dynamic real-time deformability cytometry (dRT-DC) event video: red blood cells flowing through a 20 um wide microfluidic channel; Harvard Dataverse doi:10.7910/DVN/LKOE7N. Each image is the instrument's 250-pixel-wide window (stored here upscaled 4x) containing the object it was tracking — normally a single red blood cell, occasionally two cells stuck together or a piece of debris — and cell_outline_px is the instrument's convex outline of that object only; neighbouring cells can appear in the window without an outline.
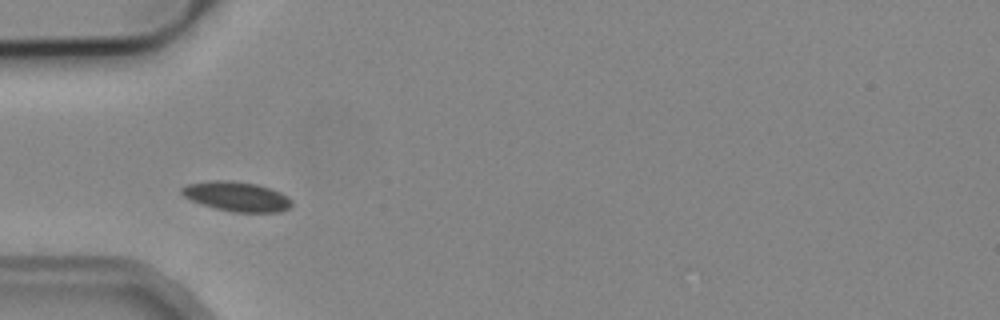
{"species": "common noctule bat (a hibernating species)", "species_latin": "Nyctalus noctula", "temperature_condition": "cold", "stored_images_in_passage": 35, "camera_frame_rate_fps": 3000, "um_per_image_px": 0.085, "animal": {"sex": "male", "body_mass_g": 19.2, "forearm_length_mm": 51.8}, "frame": {"image": 1, "passage_image": 1, "time_ms": 0.0, "image_size_px": [1000, 320], "cell_outline_px": [[292, 204], [288, 208], [280, 212], [232, 212], [216, 208], [192, 200], [184, 196], [180, 192], [180, 188], [188, 184], [212, 180], [232, 180], [256, 184], [280, 192], [292, 200]], "centroid_in_image_um": [20.12, 16.69], "position_along_channel_um": 64.9, "area_um2": 18.84}}
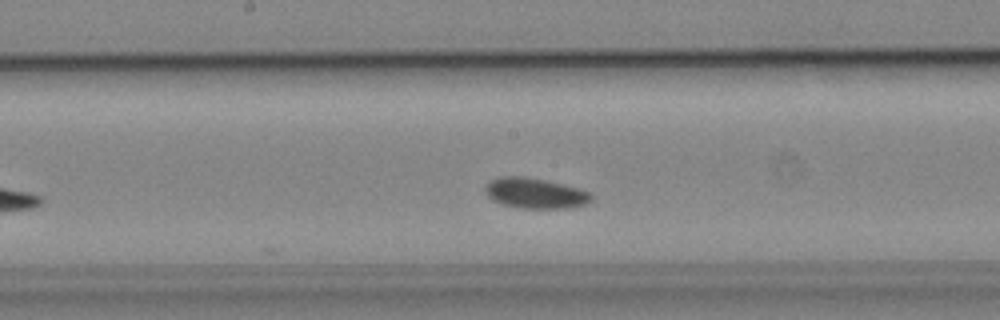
{"frame": {"image": 2, "passage_image": 12, "time_ms": 3.667, "image_size_px": [1000, 320], "cell_outline_px": [[592, 200], [584, 204], [568, 208], [520, 208], [504, 204], [488, 196], [484, 188], [496, 176], [524, 176], [544, 180], [580, 188], [588, 192], [592, 196]], "centroid_in_image_um": [45.5, 16.41], "position_along_channel_um": 202.7, "area_um2": 18.55}}
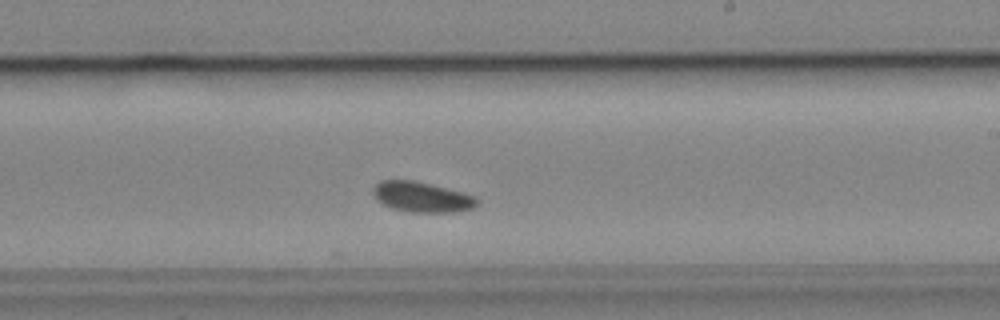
{"frame": {"image": 3, "passage_image": 16, "time_ms": 5.0, "image_size_px": [1000, 320], "cell_outline_px": [[480, 204], [472, 208], [456, 212], [412, 212], [392, 208], [376, 200], [372, 192], [372, 188], [380, 180], [416, 180], [464, 192], [476, 196], [480, 200]], "centroid_in_image_um": [35.89, 16.73], "position_along_channel_um": 253.1, "area_um2": 18.67}}